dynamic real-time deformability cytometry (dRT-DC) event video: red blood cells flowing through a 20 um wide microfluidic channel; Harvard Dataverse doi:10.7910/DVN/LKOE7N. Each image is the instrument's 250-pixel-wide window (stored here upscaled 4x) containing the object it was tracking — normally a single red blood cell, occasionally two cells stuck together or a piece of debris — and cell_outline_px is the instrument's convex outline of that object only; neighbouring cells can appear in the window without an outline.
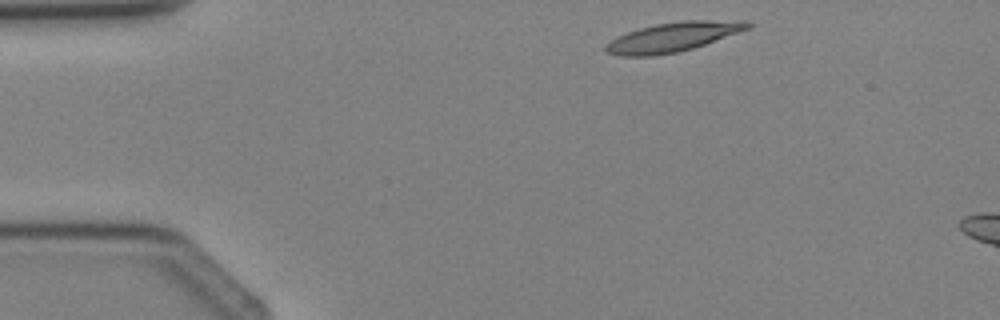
{"species": "Egyptian fruit bat (a non-hibernating species)", "species_latin": "Rousettus aegyptiacus", "temperature_condition": "cold", "stored_images_in_passage": 2, "camera_frame_rate_fps": 3000, "um_per_image_px": 0.085, "animal": {"sex": "female"}, "frame": {"image": 1, "passage_image": 1, "time_ms": 0.0, "image_size_px": [1000, 320], "cell_outline_px": [[752, 24], [748, 28], [704, 44], [692, 48], [676, 52], [656, 56], [620, 56], [608, 52], [604, 48], [616, 36], [640, 28], [656, 24], [684, 20], [744, 20]], "centroid_in_image_um": [57.18, 3.14], "position_along_channel_um": 27.8, "area_um2": 23.87}}